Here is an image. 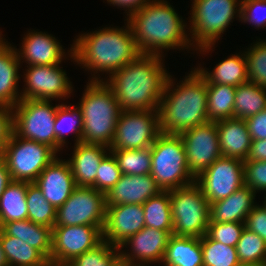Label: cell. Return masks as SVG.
<instances>
[{
    "mask_svg": "<svg viewBox=\"0 0 266 266\" xmlns=\"http://www.w3.org/2000/svg\"><path fill=\"white\" fill-rule=\"evenodd\" d=\"M123 27L112 26L81 33L73 40L70 59L93 73L88 81H103L101 72L109 78L141 55L129 23L126 21Z\"/></svg>",
    "mask_w": 266,
    "mask_h": 266,
    "instance_id": "6da1fadb",
    "label": "cell"
},
{
    "mask_svg": "<svg viewBox=\"0 0 266 266\" xmlns=\"http://www.w3.org/2000/svg\"><path fill=\"white\" fill-rule=\"evenodd\" d=\"M160 55L141 54L103 81L122 111L158 110L170 76Z\"/></svg>",
    "mask_w": 266,
    "mask_h": 266,
    "instance_id": "7a4b0ae2",
    "label": "cell"
},
{
    "mask_svg": "<svg viewBox=\"0 0 266 266\" xmlns=\"http://www.w3.org/2000/svg\"><path fill=\"white\" fill-rule=\"evenodd\" d=\"M141 54L163 56L167 49L193 50L187 24L167 0H151L125 19ZM186 28V29H185Z\"/></svg>",
    "mask_w": 266,
    "mask_h": 266,
    "instance_id": "3957f363",
    "label": "cell"
},
{
    "mask_svg": "<svg viewBox=\"0 0 266 266\" xmlns=\"http://www.w3.org/2000/svg\"><path fill=\"white\" fill-rule=\"evenodd\" d=\"M175 79L169 76L159 103V129L179 135L209 122L207 81L195 67L179 83Z\"/></svg>",
    "mask_w": 266,
    "mask_h": 266,
    "instance_id": "277c9868",
    "label": "cell"
},
{
    "mask_svg": "<svg viewBox=\"0 0 266 266\" xmlns=\"http://www.w3.org/2000/svg\"><path fill=\"white\" fill-rule=\"evenodd\" d=\"M85 87L78 104L83 118L82 142L110 147L122 109L104 81H89Z\"/></svg>",
    "mask_w": 266,
    "mask_h": 266,
    "instance_id": "5b68a950",
    "label": "cell"
},
{
    "mask_svg": "<svg viewBox=\"0 0 266 266\" xmlns=\"http://www.w3.org/2000/svg\"><path fill=\"white\" fill-rule=\"evenodd\" d=\"M191 5L188 35L196 53L203 56L214 51L212 47L235 17L240 21L241 0H193Z\"/></svg>",
    "mask_w": 266,
    "mask_h": 266,
    "instance_id": "8992f818",
    "label": "cell"
},
{
    "mask_svg": "<svg viewBox=\"0 0 266 266\" xmlns=\"http://www.w3.org/2000/svg\"><path fill=\"white\" fill-rule=\"evenodd\" d=\"M151 149V173L162 191L188 186L195 182L190 173L180 135L160 133Z\"/></svg>",
    "mask_w": 266,
    "mask_h": 266,
    "instance_id": "52a82bcc",
    "label": "cell"
},
{
    "mask_svg": "<svg viewBox=\"0 0 266 266\" xmlns=\"http://www.w3.org/2000/svg\"><path fill=\"white\" fill-rule=\"evenodd\" d=\"M173 220V235L202 237L210 221V204L194 182L169 190Z\"/></svg>",
    "mask_w": 266,
    "mask_h": 266,
    "instance_id": "ba28073f",
    "label": "cell"
},
{
    "mask_svg": "<svg viewBox=\"0 0 266 266\" xmlns=\"http://www.w3.org/2000/svg\"><path fill=\"white\" fill-rule=\"evenodd\" d=\"M57 155L48 145L18 137L12 132L1 157L13 181L32 183Z\"/></svg>",
    "mask_w": 266,
    "mask_h": 266,
    "instance_id": "9c48e42d",
    "label": "cell"
},
{
    "mask_svg": "<svg viewBox=\"0 0 266 266\" xmlns=\"http://www.w3.org/2000/svg\"><path fill=\"white\" fill-rule=\"evenodd\" d=\"M51 101L25 99L12 108L13 132L21 138L43 143L56 152L55 116Z\"/></svg>",
    "mask_w": 266,
    "mask_h": 266,
    "instance_id": "30bf717a",
    "label": "cell"
},
{
    "mask_svg": "<svg viewBox=\"0 0 266 266\" xmlns=\"http://www.w3.org/2000/svg\"><path fill=\"white\" fill-rule=\"evenodd\" d=\"M106 211V194L93 187H76L57 209L54 227L104 226Z\"/></svg>",
    "mask_w": 266,
    "mask_h": 266,
    "instance_id": "8fae6325",
    "label": "cell"
},
{
    "mask_svg": "<svg viewBox=\"0 0 266 266\" xmlns=\"http://www.w3.org/2000/svg\"><path fill=\"white\" fill-rule=\"evenodd\" d=\"M160 133L158 110L122 111L109 149L148 148Z\"/></svg>",
    "mask_w": 266,
    "mask_h": 266,
    "instance_id": "7c38bea8",
    "label": "cell"
},
{
    "mask_svg": "<svg viewBox=\"0 0 266 266\" xmlns=\"http://www.w3.org/2000/svg\"><path fill=\"white\" fill-rule=\"evenodd\" d=\"M61 64L25 66L21 100H63L71 97L74 85ZM70 96V97H69Z\"/></svg>",
    "mask_w": 266,
    "mask_h": 266,
    "instance_id": "4fadbf2b",
    "label": "cell"
},
{
    "mask_svg": "<svg viewBox=\"0 0 266 266\" xmlns=\"http://www.w3.org/2000/svg\"><path fill=\"white\" fill-rule=\"evenodd\" d=\"M195 183L209 204L227 198L245 185L244 161L220 157L195 178Z\"/></svg>",
    "mask_w": 266,
    "mask_h": 266,
    "instance_id": "5bb4252c",
    "label": "cell"
},
{
    "mask_svg": "<svg viewBox=\"0 0 266 266\" xmlns=\"http://www.w3.org/2000/svg\"><path fill=\"white\" fill-rule=\"evenodd\" d=\"M104 226L53 227L51 266H65L73 258L94 249L102 239Z\"/></svg>",
    "mask_w": 266,
    "mask_h": 266,
    "instance_id": "9a60e30c",
    "label": "cell"
},
{
    "mask_svg": "<svg viewBox=\"0 0 266 266\" xmlns=\"http://www.w3.org/2000/svg\"><path fill=\"white\" fill-rule=\"evenodd\" d=\"M179 135L184 144L189 171L195 178L222 157L216 122L209 121Z\"/></svg>",
    "mask_w": 266,
    "mask_h": 266,
    "instance_id": "2e32d148",
    "label": "cell"
},
{
    "mask_svg": "<svg viewBox=\"0 0 266 266\" xmlns=\"http://www.w3.org/2000/svg\"><path fill=\"white\" fill-rule=\"evenodd\" d=\"M172 234L173 231L144 227L118 247L119 256L131 266H149L154 263L160 265Z\"/></svg>",
    "mask_w": 266,
    "mask_h": 266,
    "instance_id": "e0dca14e",
    "label": "cell"
},
{
    "mask_svg": "<svg viewBox=\"0 0 266 266\" xmlns=\"http://www.w3.org/2000/svg\"><path fill=\"white\" fill-rule=\"evenodd\" d=\"M15 50L22 65L24 61L28 64L26 66L56 65L62 64L61 62L71 57L73 45L65 53V49L53 35L47 32L28 30L23 37L20 49L15 48Z\"/></svg>",
    "mask_w": 266,
    "mask_h": 266,
    "instance_id": "ac0fdd59",
    "label": "cell"
},
{
    "mask_svg": "<svg viewBox=\"0 0 266 266\" xmlns=\"http://www.w3.org/2000/svg\"><path fill=\"white\" fill-rule=\"evenodd\" d=\"M145 227L142 204L107 206L102 239L116 247Z\"/></svg>",
    "mask_w": 266,
    "mask_h": 266,
    "instance_id": "d6986e66",
    "label": "cell"
},
{
    "mask_svg": "<svg viewBox=\"0 0 266 266\" xmlns=\"http://www.w3.org/2000/svg\"><path fill=\"white\" fill-rule=\"evenodd\" d=\"M34 183L56 210L63 205L76 188L69 162L66 159L58 158V155L39 174Z\"/></svg>",
    "mask_w": 266,
    "mask_h": 266,
    "instance_id": "ffe728a7",
    "label": "cell"
},
{
    "mask_svg": "<svg viewBox=\"0 0 266 266\" xmlns=\"http://www.w3.org/2000/svg\"><path fill=\"white\" fill-rule=\"evenodd\" d=\"M161 188L150 174H122L119 181L106 194L107 206L120 204H144L159 194Z\"/></svg>",
    "mask_w": 266,
    "mask_h": 266,
    "instance_id": "44dd1931",
    "label": "cell"
},
{
    "mask_svg": "<svg viewBox=\"0 0 266 266\" xmlns=\"http://www.w3.org/2000/svg\"><path fill=\"white\" fill-rule=\"evenodd\" d=\"M110 152L109 147L100 144L80 142L73 146L69 162L76 187H93L102 159Z\"/></svg>",
    "mask_w": 266,
    "mask_h": 266,
    "instance_id": "7402d4cb",
    "label": "cell"
},
{
    "mask_svg": "<svg viewBox=\"0 0 266 266\" xmlns=\"http://www.w3.org/2000/svg\"><path fill=\"white\" fill-rule=\"evenodd\" d=\"M15 46L5 38L0 39V105L15 107L21 100L19 90L20 65Z\"/></svg>",
    "mask_w": 266,
    "mask_h": 266,
    "instance_id": "603a6c76",
    "label": "cell"
},
{
    "mask_svg": "<svg viewBox=\"0 0 266 266\" xmlns=\"http://www.w3.org/2000/svg\"><path fill=\"white\" fill-rule=\"evenodd\" d=\"M222 157L247 159L252 139L245 120L228 118L216 121Z\"/></svg>",
    "mask_w": 266,
    "mask_h": 266,
    "instance_id": "cb8c5ba5",
    "label": "cell"
},
{
    "mask_svg": "<svg viewBox=\"0 0 266 266\" xmlns=\"http://www.w3.org/2000/svg\"><path fill=\"white\" fill-rule=\"evenodd\" d=\"M256 194L247 186H243L227 198L210 204L209 222H238L245 223V219L253 207Z\"/></svg>",
    "mask_w": 266,
    "mask_h": 266,
    "instance_id": "d4e9b609",
    "label": "cell"
},
{
    "mask_svg": "<svg viewBox=\"0 0 266 266\" xmlns=\"http://www.w3.org/2000/svg\"><path fill=\"white\" fill-rule=\"evenodd\" d=\"M0 229L6 235L16 237L38 250L51 266L53 228L25 219L5 223Z\"/></svg>",
    "mask_w": 266,
    "mask_h": 266,
    "instance_id": "484cf974",
    "label": "cell"
},
{
    "mask_svg": "<svg viewBox=\"0 0 266 266\" xmlns=\"http://www.w3.org/2000/svg\"><path fill=\"white\" fill-rule=\"evenodd\" d=\"M207 81V85L223 84L238 87L248 82L247 61L243 52L232 54L220 61L212 70L199 64L195 67ZM207 69V70H206Z\"/></svg>",
    "mask_w": 266,
    "mask_h": 266,
    "instance_id": "4316f807",
    "label": "cell"
},
{
    "mask_svg": "<svg viewBox=\"0 0 266 266\" xmlns=\"http://www.w3.org/2000/svg\"><path fill=\"white\" fill-rule=\"evenodd\" d=\"M163 266H203L200 237L171 235L161 264Z\"/></svg>",
    "mask_w": 266,
    "mask_h": 266,
    "instance_id": "83f0119b",
    "label": "cell"
},
{
    "mask_svg": "<svg viewBox=\"0 0 266 266\" xmlns=\"http://www.w3.org/2000/svg\"><path fill=\"white\" fill-rule=\"evenodd\" d=\"M55 137H56V153L63 151L64 146L67 147L66 134L71 132L74 137V145L82 142L83 118L82 111L76 105H66L64 102L58 104L55 116Z\"/></svg>",
    "mask_w": 266,
    "mask_h": 266,
    "instance_id": "f1b7e54d",
    "label": "cell"
},
{
    "mask_svg": "<svg viewBox=\"0 0 266 266\" xmlns=\"http://www.w3.org/2000/svg\"><path fill=\"white\" fill-rule=\"evenodd\" d=\"M27 182L12 181L0 197V228L8 222L28 219Z\"/></svg>",
    "mask_w": 266,
    "mask_h": 266,
    "instance_id": "f546056e",
    "label": "cell"
},
{
    "mask_svg": "<svg viewBox=\"0 0 266 266\" xmlns=\"http://www.w3.org/2000/svg\"><path fill=\"white\" fill-rule=\"evenodd\" d=\"M2 248L10 266H50L49 261L35 248L22 240L6 235L0 229Z\"/></svg>",
    "mask_w": 266,
    "mask_h": 266,
    "instance_id": "4dcf8cb0",
    "label": "cell"
},
{
    "mask_svg": "<svg viewBox=\"0 0 266 266\" xmlns=\"http://www.w3.org/2000/svg\"><path fill=\"white\" fill-rule=\"evenodd\" d=\"M266 108V87L245 82L236 87L234 117L246 120Z\"/></svg>",
    "mask_w": 266,
    "mask_h": 266,
    "instance_id": "1f68e13d",
    "label": "cell"
},
{
    "mask_svg": "<svg viewBox=\"0 0 266 266\" xmlns=\"http://www.w3.org/2000/svg\"><path fill=\"white\" fill-rule=\"evenodd\" d=\"M236 87L223 84L207 85L208 120L216 122L234 117Z\"/></svg>",
    "mask_w": 266,
    "mask_h": 266,
    "instance_id": "d6a6232c",
    "label": "cell"
},
{
    "mask_svg": "<svg viewBox=\"0 0 266 266\" xmlns=\"http://www.w3.org/2000/svg\"><path fill=\"white\" fill-rule=\"evenodd\" d=\"M145 227L163 231H173L172 211L169 191H161L144 204Z\"/></svg>",
    "mask_w": 266,
    "mask_h": 266,
    "instance_id": "836d02e7",
    "label": "cell"
},
{
    "mask_svg": "<svg viewBox=\"0 0 266 266\" xmlns=\"http://www.w3.org/2000/svg\"><path fill=\"white\" fill-rule=\"evenodd\" d=\"M26 202L28 220L35 224L54 227L57 210L44 198L42 191L34 182H27Z\"/></svg>",
    "mask_w": 266,
    "mask_h": 266,
    "instance_id": "e575fe53",
    "label": "cell"
},
{
    "mask_svg": "<svg viewBox=\"0 0 266 266\" xmlns=\"http://www.w3.org/2000/svg\"><path fill=\"white\" fill-rule=\"evenodd\" d=\"M240 264L266 266V242L247 228L236 245Z\"/></svg>",
    "mask_w": 266,
    "mask_h": 266,
    "instance_id": "d590c367",
    "label": "cell"
},
{
    "mask_svg": "<svg viewBox=\"0 0 266 266\" xmlns=\"http://www.w3.org/2000/svg\"><path fill=\"white\" fill-rule=\"evenodd\" d=\"M122 174L146 175L151 173V149L110 150Z\"/></svg>",
    "mask_w": 266,
    "mask_h": 266,
    "instance_id": "8d00e7d4",
    "label": "cell"
},
{
    "mask_svg": "<svg viewBox=\"0 0 266 266\" xmlns=\"http://www.w3.org/2000/svg\"><path fill=\"white\" fill-rule=\"evenodd\" d=\"M203 266H238L236 247L212 240L207 234L200 238Z\"/></svg>",
    "mask_w": 266,
    "mask_h": 266,
    "instance_id": "74e56055",
    "label": "cell"
},
{
    "mask_svg": "<svg viewBox=\"0 0 266 266\" xmlns=\"http://www.w3.org/2000/svg\"><path fill=\"white\" fill-rule=\"evenodd\" d=\"M247 61L248 81L258 86L266 87V40L253 42L244 51Z\"/></svg>",
    "mask_w": 266,
    "mask_h": 266,
    "instance_id": "f35d334b",
    "label": "cell"
},
{
    "mask_svg": "<svg viewBox=\"0 0 266 266\" xmlns=\"http://www.w3.org/2000/svg\"><path fill=\"white\" fill-rule=\"evenodd\" d=\"M119 257V248L102 241L94 249L76 256L65 266H110Z\"/></svg>",
    "mask_w": 266,
    "mask_h": 266,
    "instance_id": "ab89813d",
    "label": "cell"
},
{
    "mask_svg": "<svg viewBox=\"0 0 266 266\" xmlns=\"http://www.w3.org/2000/svg\"><path fill=\"white\" fill-rule=\"evenodd\" d=\"M121 175L116 158L109 152L100 162L95 180V189L107 194L119 181Z\"/></svg>",
    "mask_w": 266,
    "mask_h": 266,
    "instance_id": "60d3db41",
    "label": "cell"
},
{
    "mask_svg": "<svg viewBox=\"0 0 266 266\" xmlns=\"http://www.w3.org/2000/svg\"><path fill=\"white\" fill-rule=\"evenodd\" d=\"M245 228V223L238 222H209L207 235L224 245L236 247L241 233Z\"/></svg>",
    "mask_w": 266,
    "mask_h": 266,
    "instance_id": "b9f144b4",
    "label": "cell"
},
{
    "mask_svg": "<svg viewBox=\"0 0 266 266\" xmlns=\"http://www.w3.org/2000/svg\"><path fill=\"white\" fill-rule=\"evenodd\" d=\"M240 21L257 30L266 29V0H241Z\"/></svg>",
    "mask_w": 266,
    "mask_h": 266,
    "instance_id": "7bdbcfd3",
    "label": "cell"
},
{
    "mask_svg": "<svg viewBox=\"0 0 266 266\" xmlns=\"http://www.w3.org/2000/svg\"><path fill=\"white\" fill-rule=\"evenodd\" d=\"M244 184L255 194L266 193V161H244Z\"/></svg>",
    "mask_w": 266,
    "mask_h": 266,
    "instance_id": "ee69618b",
    "label": "cell"
},
{
    "mask_svg": "<svg viewBox=\"0 0 266 266\" xmlns=\"http://www.w3.org/2000/svg\"><path fill=\"white\" fill-rule=\"evenodd\" d=\"M245 228L259 235L266 242V207L256 204L245 219Z\"/></svg>",
    "mask_w": 266,
    "mask_h": 266,
    "instance_id": "f6af8a7d",
    "label": "cell"
},
{
    "mask_svg": "<svg viewBox=\"0 0 266 266\" xmlns=\"http://www.w3.org/2000/svg\"><path fill=\"white\" fill-rule=\"evenodd\" d=\"M13 132V111L9 106L0 105V156Z\"/></svg>",
    "mask_w": 266,
    "mask_h": 266,
    "instance_id": "bcb514c9",
    "label": "cell"
},
{
    "mask_svg": "<svg viewBox=\"0 0 266 266\" xmlns=\"http://www.w3.org/2000/svg\"><path fill=\"white\" fill-rule=\"evenodd\" d=\"M245 122L252 140L266 139V108Z\"/></svg>",
    "mask_w": 266,
    "mask_h": 266,
    "instance_id": "7dc6e473",
    "label": "cell"
},
{
    "mask_svg": "<svg viewBox=\"0 0 266 266\" xmlns=\"http://www.w3.org/2000/svg\"><path fill=\"white\" fill-rule=\"evenodd\" d=\"M106 1V0H105ZM151 0H107V3L118 8H123L127 13V19L133 14L142 9Z\"/></svg>",
    "mask_w": 266,
    "mask_h": 266,
    "instance_id": "c3c4849f",
    "label": "cell"
},
{
    "mask_svg": "<svg viewBox=\"0 0 266 266\" xmlns=\"http://www.w3.org/2000/svg\"><path fill=\"white\" fill-rule=\"evenodd\" d=\"M246 160L266 161V139L252 140Z\"/></svg>",
    "mask_w": 266,
    "mask_h": 266,
    "instance_id": "681fc988",
    "label": "cell"
},
{
    "mask_svg": "<svg viewBox=\"0 0 266 266\" xmlns=\"http://www.w3.org/2000/svg\"><path fill=\"white\" fill-rule=\"evenodd\" d=\"M11 175L8 171L6 162L0 156V197L3 194L5 188L12 182Z\"/></svg>",
    "mask_w": 266,
    "mask_h": 266,
    "instance_id": "f907efd6",
    "label": "cell"
},
{
    "mask_svg": "<svg viewBox=\"0 0 266 266\" xmlns=\"http://www.w3.org/2000/svg\"><path fill=\"white\" fill-rule=\"evenodd\" d=\"M0 266H8V262L6 260L3 248H2V244H1V240H0Z\"/></svg>",
    "mask_w": 266,
    "mask_h": 266,
    "instance_id": "816d5d0a",
    "label": "cell"
},
{
    "mask_svg": "<svg viewBox=\"0 0 266 266\" xmlns=\"http://www.w3.org/2000/svg\"><path fill=\"white\" fill-rule=\"evenodd\" d=\"M110 266H131V265H129L119 256Z\"/></svg>",
    "mask_w": 266,
    "mask_h": 266,
    "instance_id": "f5cc1de1",
    "label": "cell"
},
{
    "mask_svg": "<svg viewBox=\"0 0 266 266\" xmlns=\"http://www.w3.org/2000/svg\"><path fill=\"white\" fill-rule=\"evenodd\" d=\"M265 195H263L264 196V201H262V202H263V205L266 207V196Z\"/></svg>",
    "mask_w": 266,
    "mask_h": 266,
    "instance_id": "db71d44e",
    "label": "cell"
},
{
    "mask_svg": "<svg viewBox=\"0 0 266 266\" xmlns=\"http://www.w3.org/2000/svg\"><path fill=\"white\" fill-rule=\"evenodd\" d=\"M238 266H258V265H245V264H239Z\"/></svg>",
    "mask_w": 266,
    "mask_h": 266,
    "instance_id": "11a10c76",
    "label": "cell"
},
{
    "mask_svg": "<svg viewBox=\"0 0 266 266\" xmlns=\"http://www.w3.org/2000/svg\"><path fill=\"white\" fill-rule=\"evenodd\" d=\"M3 34H2V31H0V39L2 38Z\"/></svg>",
    "mask_w": 266,
    "mask_h": 266,
    "instance_id": "9f6ffc18",
    "label": "cell"
}]
</instances>
